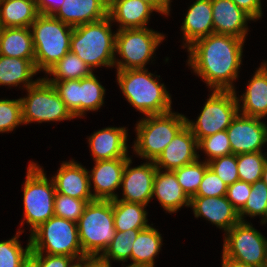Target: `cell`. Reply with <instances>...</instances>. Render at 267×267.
<instances>
[{"label": "cell", "instance_id": "1f68e13d", "mask_svg": "<svg viewBox=\"0 0 267 267\" xmlns=\"http://www.w3.org/2000/svg\"><path fill=\"white\" fill-rule=\"evenodd\" d=\"M92 73L93 71L84 61L69 51L52 66L43 78L46 81L78 80L90 76Z\"/></svg>", "mask_w": 267, "mask_h": 267}, {"label": "cell", "instance_id": "7dc6e473", "mask_svg": "<svg viewBox=\"0 0 267 267\" xmlns=\"http://www.w3.org/2000/svg\"><path fill=\"white\" fill-rule=\"evenodd\" d=\"M39 14L53 15L62 6L64 0H35Z\"/></svg>", "mask_w": 267, "mask_h": 267}, {"label": "cell", "instance_id": "ba28073f", "mask_svg": "<svg viewBox=\"0 0 267 267\" xmlns=\"http://www.w3.org/2000/svg\"><path fill=\"white\" fill-rule=\"evenodd\" d=\"M79 240L86 256L98 258L115 236L113 200L88 202L77 222Z\"/></svg>", "mask_w": 267, "mask_h": 267}, {"label": "cell", "instance_id": "6125c7cd", "mask_svg": "<svg viewBox=\"0 0 267 267\" xmlns=\"http://www.w3.org/2000/svg\"><path fill=\"white\" fill-rule=\"evenodd\" d=\"M107 2V4L109 5L113 0H104Z\"/></svg>", "mask_w": 267, "mask_h": 267}, {"label": "cell", "instance_id": "4316f807", "mask_svg": "<svg viewBox=\"0 0 267 267\" xmlns=\"http://www.w3.org/2000/svg\"><path fill=\"white\" fill-rule=\"evenodd\" d=\"M151 223L147 228L139 231L131 251L133 266L155 267V258L162 251L163 237Z\"/></svg>", "mask_w": 267, "mask_h": 267}, {"label": "cell", "instance_id": "f907efd6", "mask_svg": "<svg viewBox=\"0 0 267 267\" xmlns=\"http://www.w3.org/2000/svg\"><path fill=\"white\" fill-rule=\"evenodd\" d=\"M221 258H222L221 259V267H254V266H249V265H246L242 262L233 260V259L225 256L223 253H222Z\"/></svg>", "mask_w": 267, "mask_h": 267}, {"label": "cell", "instance_id": "9c48e42d", "mask_svg": "<svg viewBox=\"0 0 267 267\" xmlns=\"http://www.w3.org/2000/svg\"><path fill=\"white\" fill-rule=\"evenodd\" d=\"M28 238L31 253L66 255L75 259L86 256L79 240L77 223L55 215L36 228Z\"/></svg>", "mask_w": 267, "mask_h": 267}, {"label": "cell", "instance_id": "ab89813d", "mask_svg": "<svg viewBox=\"0 0 267 267\" xmlns=\"http://www.w3.org/2000/svg\"><path fill=\"white\" fill-rule=\"evenodd\" d=\"M86 205L85 200L55 193L54 215L77 223Z\"/></svg>", "mask_w": 267, "mask_h": 267}, {"label": "cell", "instance_id": "30bf717a", "mask_svg": "<svg viewBox=\"0 0 267 267\" xmlns=\"http://www.w3.org/2000/svg\"><path fill=\"white\" fill-rule=\"evenodd\" d=\"M26 95L20 97L22 121L30 123L63 122L76 119L66 107L55 88L41 77L33 86L25 89Z\"/></svg>", "mask_w": 267, "mask_h": 267}, {"label": "cell", "instance_id": "94428289", "mask_svg": "<svg viewBox=\"0 0 267 267\" xmlns=\"http://www.w3.org/2000/svg\"><path fill=\"white\" fill-rule=\"evenodd\" d=\"M261 224L264 225V226L267 224V217L262 221V223H260V225Z\"/></svg>", "mask_w": 267, "mask_h": 267}, {"label": "cell", "instance_id": "d6986e66", "mask_svg": "<svg viewBox=\"0 0 267 267\" xmlns=\"http://www.w3.org/2000/svg\"><path fill=\"white\" fill-rule=\"evenodd\" d=\"M214 33L230 35L246 41L249 21L255 20L232 0H211Z\"/></svg>", "mask_w": 267, "mask_h": 267}, {"label": "cell", "instance_id": "60d3db41", "mask_svg": "<svg viewBox=\"0 0 267 267\" xmlns=\"http://www.w3.org/2000/svg\"><path fill=\"white\" fill-rule=\"evenodd\" d=\"M47 82L52 84L71 114L79 118V79Z\"/></svg>", "mask_w": 267, "mask_h": 267}, {"label": "cell", "instance_id": "4dcf8cb0", "mask_svg": "<svg viewBox=\"0 0 267 267\" xmlns=\"http://www.w3.org/2000/svg\"><path fill=\"white\" fill-rule=\"evenodd\" d=\"M99 81L94 72L79 79V119L85 117L87 112H97L104 106L106 89Z\"/></svg>", "mask_w": 267, "mask_h": 267}, {"label": "cell", "instance_id": "44dd1931", "mask_svg": "<svg viewBox=\"0 0 267 267\" xmlns=\"http://www.w3.org/2000/svg\"><path fill=\"white\" fill-rule=\"evenodd\" d=\"M186 12L180 27L183 36L182 49L214 33L211 0H196Z\"/></svg>", "mask_w": 267, "mask_h": 267}, {"label": "cell", "instance_id": "7c38bea8", "mask_svg": "<svg viewBox=\"0 0 267 267\" xmlns=\"http://www.w3.org/2000/svg\"><path fill=\"white\" fill-rule=\"evenodd\" d=\"M223 235L221 253L246 265L263 267L267 238L253 227V223L240 221Z\"/></svg>", "mask_w": 267, "mask_h": 267}, {"label": "cell", "instance_id": "277c9868", "mask_svg": "<svg viewBox=\"0 0 267 267\" xmlns=\"http://www.w3.org/2000/svg\"><path fill=\"white\" fill-rule=\"evenodd\" d=\"M22 185L23 218L18 231L24 233L26 222L30 235L36 228L54 216L55 184L48 178L43 166L30 160Z\"/></svg>", "mask_w": 267, "mask_h": 267}, {"label": "cell", "instance_id": "8992f818", "mask_svg": "<svg viewBox=\"0 0 267 267\" xmlns=\"http://www.w3.org/2000/svg\"><path fill=\"white\" fill-rule=\"evenodd\" d=\"M35 49V68L46 74L69 51L74 27L52 15H39L30 26Z\"/></svg>", "mask_w": 267, "mask_h": 267}, {"label": "cell", "instance_id": "e575fe53", "mask_svg": "<svg viewBox=\"0 0 267 267\" xmlns=\"http://www.w3.org/2000/svg\"><path fill=\"white\" fill-rule=\"evenodd\" d=\"M209 167L204 160L197 159L195 162L173 170L178 183L189 199L196 195L206 169Z\"/></svg>", "mask_w": 267, "mask_h": 267}, {"label": "cell", "instance_id": "e0dca14e", "mask_svg": "<svg viewBox=\"0 0 267 267\" xmlns=\"http://www.w3.org/2000/svg\"><path fill=\"white\" fill-rule=\"evenodd\" d=\"M189 208L192 209L195 218H204L225 233L241 221L238 211L226 196H194L190 199Z\"/></svg>", "mask_w": 267, "mask_h": 267}, {"label": "cell", "instance_id": "8fae6325", "mask_svg": "<svg viewBox=\"0 0 267 267\" xmlns=\"http://www.w3.org/2000/svg\"><path fill=\"white\" fill-rule=\"evenodd\" d=\"M211 91L197 119L194 121L186 117V125L196 137L197 142L201 138L227 130L239 112L234 91Z\"/></svg>", "mask_w": 267, "mask_h": 267}, {"label": "cell", "instance_id": "83f0119b", "mask_svg": "<svg viewBox=\"0 0 267 267\" xmlns=\"http://www.w3.org/2000/svg\"><path fill=\"white\" fill-rule=\"evenodd\" d=\"M0 55L21 59H35L31 29L4 27L0 39Z\"/></svg>", "mask_w": 267, "mask_h": 267}, {"label": "cell", "instance_id": "5b68a950", "mask_svg": "<svg viewBox=\"0 0 267 267\" xmlns=\"http://www.w3.org/2000/svg\"><path fill=\"white\" fill-rule=\"evenodd\" d=\"M186 117L174 111L143 116L135 123L136 139L130 147L135 156L145 161H155L186 125Z\"/></svg>", "mask_w": 267, "mask_h": 267}, {"label": "cell", "instance_id": "ffe728a7", "mask_svg": "<svg viewBox=\"0 0 267 267\" xmlns=\"http://www.w3.org/2000/svg\"><path fill=\"white\" fill-rule=\"evenodd\" d=\"M198 159L196 137L185 125L154 161L157 169L175 170Z\"/></svg>", "mask_w": 267, "mask_h": 267}, {"label": "cell", "instance_id": "7bdbcfd3", "mask_svg": "<svg viewBox=\"0 0 267 267\" xmlns=\"http://www.w3.org/2000/svg\"><path fill=\"white\" fill-rule=\"evenodd\" d=\"M227 188L228 185L224 183L211 168L208 167L203 175L199 189L197 190L195 196H225Z\"/></svg>", "mask_w": 267, "mask_h": 267}, {"label": "cell", "instance_id": "cb8c5ba5", "mask_svg": "<svg viewBox=\"0 0 267 267\" xmlns=\"http://www.w3.org/2000/svg\"><path fill=\"white\" fill-rule=\"evenodd\" d=\"M245 88V92L240 96L234 90L239 113L264 119L267 116V72L261 65L248 80Z\"/></svg>", "mask_w": 267, "mask_h": 267}, {"label": "cell", "instance_id": "816d5d0a", "mask_svg": "<svg viewBox=\"0 0 267 267\" xmlns=\"http://www.w3.org/2000/svg\"><path fill=\"white\" fill-rule=\"evenodd\" d=\"M19 267H39V260L30 252Z\"/></svg>", "mask_w": 267, "mask_h": 267}, {"label": "cell", "instance_id": "f1b7e54d", "mask_svg": "<svg viewBox=\"0 0 267 267\" xmlns=\"http://www.w3.org/2000/svg\"><path fill=\"white\" fill-rule=\"evenodd\" d=\"M39 15L35 0H0V22L4 27L30 28Z\"/></svg>", "mask_w": 267, "mask_h": 267}, {"label": "cell", "instance_id": "ac0fdd59", "mask_svg": "<svg viewBox=\"0 0 267 267\" xmlns=\"http://www.w3.org/2000/svg\"><path fill=\"white\" fill-rule=\"evenodd\" d=\"M55 184L56 193L85 200H94L91 193L88 169L73 158L62 161L56 174L51 177Z\"/></svg>", "mask_w": 267, "mask_h": 267}, {"label": "cell", "instance_id": "52a82bcc", "mask_svg": "<svg viewBox=\"0 0 267 267\" xmlns=\"http://www.w3.org/2000/svg\"><path fill=\"white\" fill-rule=\"evenodd\" d=\"M165 37L163 32L155 31L149 26L117 30L114 68L116 70L146 69L150 61L151 63L155 61V51Z\"/></svg>", "mask_w": 267, "mask_h": 267}, {"label": "cell", "instance_id": "7402d4cb", "mask_svg": "<svg viewBox=\"0 0 267 267\" xmlns=\"http://www.w3.org/2000/svg\"><path fill=\"white\" fill-rule=\"evenodd\" d=\"M72 27L96 22L108 16V4L104 0H64L52 15Z\"/></svg>", "mask_w": 267, "mask_h": 267}, {"label": "cell", "instance_id": "6f0895ef", "mask_svg": "<svg viewBox=\"0 0 267 267\" xmlns=\"http://www.w3.org/2000/svg\"><path fill=\"white\" fill-rule=\"evenodd\" d=\"M126 265L127 264H125V265L123 264L122 266L123 267H150V266H133V265H129V264L127 266Z\"/></svg>", "mask_w": 267, "mask_h": 267}, {"label": "cell", "instance_id": "74e56055", "mask_svg": "<svg viewBox=\"0 0 267 267\" xmlns=\"http://www.w3.org/2000/svg\"><path fill=\"white\" fill-rule=\"evenodd\" d=\"M197 146L198 159H200L199 151H201L206 156L203 159L207 163L213 159L232 154L226 130L201 138L197 142Z\"/></svg>", "mask_w": 267, "mask_h": 267}, {"label": "cell", "instance_id": "11a10c76", "mask_svg": "<svg viewBox=\"0 0 267 267\" xmlns=\"http://www.w3.org/2000/svg\"><path fill=\"white\" fill-rule=\"evenodd\" d=\"M267 121L264 120V128H265V145H267ZM267 155V152H264Z\"/></svg>", "mask_w": 267, "mask_h": 267}, {"label": "cell", "instance_id": "6da1fadb", "mask_svg": "<svg viewBox=\"0 0 267 267\" xmlns=\"http://www.w3.org/2000/svg\"><path fill=\"white\" fill-rule=\"evenodd\" d=\"M245 40L212 33L192 43L187 49L188 65L207 88L234 91L240 77ZM239 74V75H238Z\"/></svg>", "mask_w": 267, "mask_h": 267}, {"label": "cell", "instance_id": "836d02e7", "mask_svg": "<svg viewBox=\"0 0 267 267\" xmlns=\"http://www.w3.org/2000/svg\"><path fill=\"white\" fill-rule=\"evenodd\" d=\"M239 218L247 222L246 218L261 217L260 223L267 217V185L261 180L252 184L249 197L244 207L238 212Z\"/></svg>", "mask_w": 267, "mask_h": 267}, {"label": "cell", "instance_id": "d4e9b609", "mask_svg": "<svg viewBox=\"0 0 267 267\" xmlns=\"http://www.w3.org/2000/svg\"><path fill=\"white\" fill-rule=\"evenodd\" d=\"M154 198L169 214L190 207V199L178 183L175 172L171 170L157 169L152 192V199Z\"/></svg>", "mask_w": 267, "mask_h": 267}, {"label": "cell", "instance_id": "f5cc1de1", "mask_svg": "<svg viewBox=\"0 0 267 267\" xmlns=\"http://www.w3.org/2000/svg\"><path fill=\"white\" fill-rule=\"evenodd\" d=\"M262 181L267 185V160L265 162L263 172H262Z\"/></svg>", "mask_w": 267, "mask_h": 267}, {"label": "cell", "instance_id": "603a6c76", "mask_svg": "<svg viewBox=\"0 0 267 267\" xmlns=\"http://www.w3.org/2000/svg\"><path fill=\"white\" fill-rule=\"evenodd\" d=\"M153 12L157 13L141 0H113L108 5V16L113 24L117 22L116 30L146 28Z\"/></svg>", "mask_w": 267, "mask_h": 267}, {"label": "cell", "instance_id": "c3c4849f", "mask_svg": "<svg viewBox=\"0 0 267 267\" xmlns=\"http://www.w3.org/2000/svg\"><path fill=\"white\" fill-rule=\"evenodd\" d=\"M150 4L162 16H170L172 0H141Z\"/></svg>", "mask_w": 267, "mask_h": 267}, {"label": "cell", "instance_id": "681fc988", "mask_svg": "<svg viewBox=\"0 0 267 267\" xmlns=\"http://www.w3.org/2000/svg\"><path fill=\"white\" fill-rule=\"evenodd\" d=\"M97 260L94 256H84L74 259L68 267H91Z\"/></svg>", "mask_w": 267, "mask_h": 267}, {"label": "cell", "instance_id": "b9f144b4", "mask_svg": "<svg viewBox=\"0 0 267 267\" xmlns=\"http://www.w3.org/2000/svg\"><path fill=\"white\" fill-rule=\"evenodd\" d=\"M208 165L209 168H211L228 186L236 181H239L237 171V155L230 154L213 159L208 162Z\"/></svg>", "mask_w": 267, "mask_h": 267}, {"label": "cell", "instance_id": "4fadbf2b", "mask_svg": "<svg viewBox=\"0 0 267 267\" xmlns=\"http://www.w3.org/2000/svg\"><path fill=\"white\" fill-rule=\"evenodd\" d=\"M133 158L130 157L122 176L121 190L122 198L118 196L117 200L125 202L139 203L148 206L152 200L154 178L157 167L154 161H144L136 167H131Z\"/></svg>", "mask_w": 267, "mask_h": 267}, {"label": "cell", "instance_id": "5bb4252c", "mask_svg": "<svg viewBox=\"0 0 267 267\" xmlns=\"http://www.w3.org/2000/svg\"><path fill=\"white\" fill-rule=\"evenodd\" d=\"M263 120L237 113L226 130L232 154L265 151L263 150L266 147Z\"/></svg>", "mask_w": 267, "mask_h": 267}, {"label": "cell", "instance_id": "8d00e7d4", "mask_svg": "<svg viewBox=\"0 0 267 267\" xmlns=\"http://www.w3.org/2000/svg\"><path fill=\"white\" fill-rule=\"evenodd\" d=\"M21 234L23 233L17 231L12 238L0 241V267H19L31 252L30 238L24 248L19 239Z\"/></svg>", "mask_w": 267, "mask_h": 267}, {"label": "cell", "instance_id": "2e32d148", "mask_svg": "<svg viewBox=\"0 0 267 267\" xmlns=\"http://www.w3.org/2000/svg\"><path fill=\"white\" fill-rule=\"evenodd\" d=\"M128 127L108 126L94 131L87 137L93 161L130 158L128 151Z\"/></svg>", "mask_w": 267, "mask_h": 267}, {"label": "cell", "instance_id": "3957f363", "mask_svg": "<svg viewBox=\"0 0 267 267\" xmlns=\"http://www.w3.org/2000/svg\"><path fill=\"white\" fill-rule=\"evenodd\" d=\"M109 16L102 20L74 27L70 51L95 68H114L116 33Z\"/></svg>", "mask_w": 267, "mask_h": 267}, {"label": "cell", "instance_id": "d6a6232c", "mask_svg": "<svg viewBox=\"0 0 267 267\" xmlns=\"http://www.w3.org/2000/svg\"><path fill=\"white\" fill-rule=\"evenodd\" d=\"M142 229H129L126 231H116L114 238L109 243L105 251L97 258L100 262L109 264L114 261L131 262V251L133 243Z\"/></svg>", "mask_w": 267, "mask_h": 267}, {"label": "cell", "instance_id": "ee69618b", "mask_svg": "<svg viewBox=\"0 0 267 267\" xmlns=\"http://www.w3.org/2000/svg\"><path fill=\"white\" fill-rule=\"evenodd\" d=\"M251 187L252 184L243 181H236L228 186L225 196L238 212L244 207Z\"/></svg>", "mask_w": 267, "mask_h": 267}, {"label": "cell", "instance_id": "bcb514c9", "mask_svg": "<svg viewBox=\"0 0 267 267\" xmlns=\"http://www.w3.org/2000/svg\"><path fill=\"white\" fill-rule=\"evenodd\" d=\"M239 8L249 14L255 22L263 17L262 0H232Z\"/></svg>", "mask_w": 267, "mask_h": 267}, {"label": "cell", "instance_id": "9a60e30c", "mask_svg": "<svg viewBox=\"0 0 267 267\" xmlns=\"http://www.w3.org/2000/svg\"><path fill=\"white\" fill-rule=\"evenodd\" d=\"M129 158L94 161L88 169L91 193L94 200H114L121 189L122 176Z\"/></svg>", "mask_w": 267, "mask_h": 267}, {"label": "cell", "instance_id": "f6af8a7d", "mask_svg": "<svg viewBox=\"0 0 267 267\" xmlns=\"http://www.w3.org/2000/svg\"><path fill=\"white\" fill-rule=\"evenodd\" d=\"M39 260V267H68L75 259L66 255H49L44 253H32Z\"/></svg>", "mask_w": 267, "mask_h": 267}, {"label": "cell", "instance_id": "db71d44e", "mask_svg": "<svg viewBox=\"0 0 267 267\" xmlns=\"http://www.w3.org/2000/svg\"><path fill=\"white\" fill-rule=\"evenodd\" d=\"M91 267H112V264H105L97 260Z\"/></svg>", "mask_w": 267, "mask_h": 267}, {"label": "cell", "instance_id": "9f6ffc18", "mask_svg": "<svg viewBox=\"0 0 267 267\" xmlns=\"http://www.w3.org/2000/svg\"><path fill=\"white\" fill-rule=\"evenodd\" d=\"M261 66L264 68V70L267 72V61L263 60V62L261 63Z\"/></svg>", "mask_w": 267, "mask_h": 267}, {"label": "cell", "instance_id": "d590c367", "mask_svg": "<svg viewBox=\"0 0 267 267\" xmlns=\"http://www.w3.org/2000/svg\"><path fill=\"white\" fill-rule=\"evenodd\" d=\"M266 160L267 155L264 152L237 154L239 181L253 184L261 180Z\"/></svg>", "mask_w": 267, "mask_h": 267}, {"label": "cell", "instance_id": "7a4b0ae2", "mask_svg": "<svg viewBox=\"0 0 267 267\" xmlns=\"http://www.w3.org/2000/svg\"><path fill=\"white\" fill-rule=\"evenodd\" d=\"M116 78L125 100L143 116L172 111V96L159 80L160 75L151 73L148 68L129 69L116 70Z\"/></svg>", "mask_w": 267, "mask_h": 267}, {"label": "cell", "instance_id": "680465c9", "mask_svg": "<svg viewBox=\"0 0 267 267\" xmlns=\"http://www.w3.org/2000/svg\"><path fill=\"white\" fill-rule=\"evenodd\" d=\"M3 29H4V26H3V24L0 22V39H1V34H2Z\"/></svg>", "mask_w": 267, "mask_h": 267}, {"label": "cell", "instance_id": "484cf974", "mask_svg": "<svg viewBox=\"0 0 267 267\" xmlns=\"http://www.w3.org/2000/svg\"><path fill=\"white\" fill-rule=\"evenodd\" d=\"M35 59H21L0 55V86L21 87L24 90L33 86L39 79Z\"/></svg>", "mask_w": 267, "mask_h": 267}, {"label": "cell", "instance_id": "91938a15", "mask_svg": "<svg viewBox=\"0 0 267 267\" xmlns=\"http://www.w3.org/2000/svg\"><path fill=\"white\" fill-rule=\"evenodd\" d=\"M263 267H267V250H266L265 261H264Z\"/></svg>", "mask_w": 267, "mask_h": 267}, {"label": "cell", "instance_id": "f35d334b", "mask_svg": "<svg viewBox=\"0 0 267 267\" xmlns=\"http://www.w3.org/2000/svg\"><path fill=\"white\" fill-rule=\"evenodd\" d=\"M23 124L21 99H0V134L10 133Z\"/></svg>", "mask_w": 267, "mask_h": 267}, {"label": "cell", "instance_id": "f546056e", "mask_svg": "<svg viewBox=\"0 0 267 267\" xmlns=\"http://www.w3.org/2000/svg\"><path fill=\"white\" fill-rule=\"evenodd\" d=\"M113 218L116 231L129 229H145L150 224L146 205L113 200Z\"/></svg>", "mask_w": 267, "mask_h": 267}]
</instances>
